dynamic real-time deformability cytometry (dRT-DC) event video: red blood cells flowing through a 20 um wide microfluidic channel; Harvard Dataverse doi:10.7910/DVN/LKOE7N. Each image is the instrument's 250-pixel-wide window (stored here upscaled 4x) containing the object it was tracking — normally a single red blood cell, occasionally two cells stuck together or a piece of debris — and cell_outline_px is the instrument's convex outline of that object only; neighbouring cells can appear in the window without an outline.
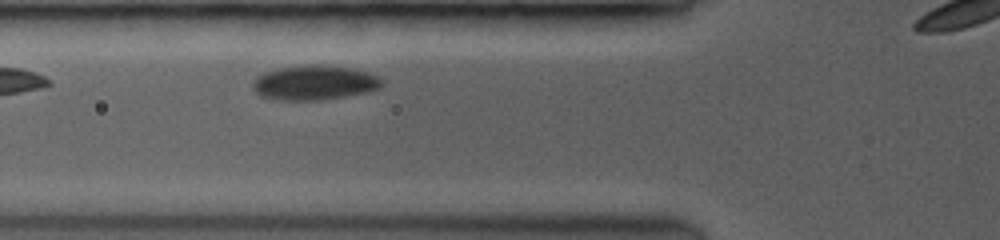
{"species": "common noctule bat (a hibernating species)", "species_latin": "Nyctalus noctula", "temperature_condition": "room temperature", "stored_images_in_passage": 12, "camera_frame_rate_fps": 3500, "um_per_image_px": 0.085, "animal": {"sex": "female", "body_mass_g": 19.0, "forearm_length_mm": 53.3}, "frame": {"image": 1, "passage_image": 3, "time_ms": 1.429, "image_size_px": [1000, 240], "cell_outline_px": [[384, 80], [380, 88], [364, 92], [344, 96], [316, 100], [284, 100], [264, 96], [256, 92], [252, 88], [252, 84], [256, 76], [264, 72], [280, 68], [316, 64], [320, 64], [352, 68], [368, 72]], "centroid_in_image_um": [26.73, 7.01], "position_along_channel_um": 99.1, "area_um2": 25.72}}
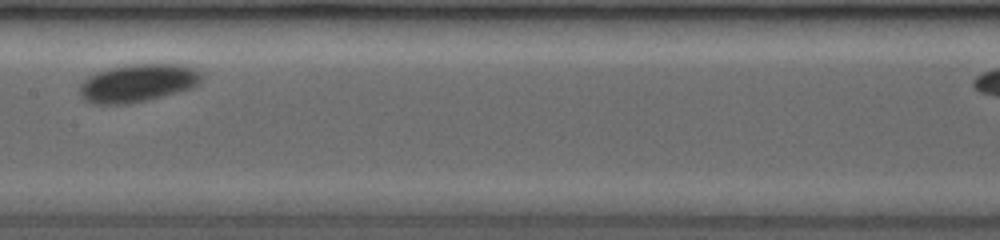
{"frame": {"image": 2, "passage_image": 7, "time_ms": 4.0, "image_size_px": [1000, 240], "cell_outline_px": [[204, 76], [196, 84], [188, 88], [140, 100], [116, 104], [104, 104], [88, 100], [80, 92], [80, 84], [88, 76], [96, 72], [108, 68], [124, 64], [184, 64], [200, 68], [204, 72]], "centroid_in_image_um": [11.76, 6.98], "position_along_channel_um": 195.6, "area_um2": 26.24}}
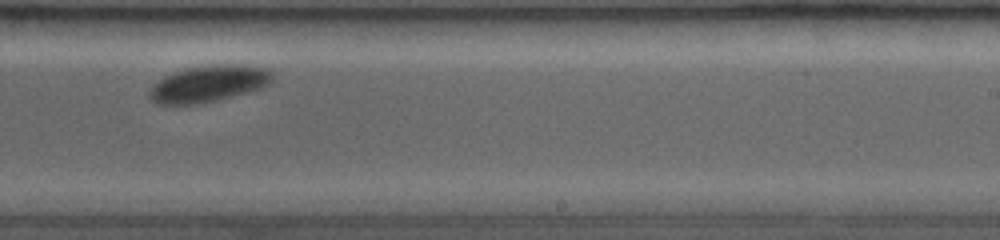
{"frame": {"image": 3, "passage_image": 10, "time_ms": 6.0, "image_size_px": [1000, 240], "cell_outline_px": [[272, 80], [268, 84], [260, 88], [212, 100], [188, 104], [160, 104], [152, 100], [152, 88], [164, 76], [176, 72], [192, 68], [216, 64], [228, 64], [268, 68], [272, 72]], "centroid_in_image_um": [17.78, 7.09], "position_along_channel_um": 271.2, "area_um2": 24.85}}